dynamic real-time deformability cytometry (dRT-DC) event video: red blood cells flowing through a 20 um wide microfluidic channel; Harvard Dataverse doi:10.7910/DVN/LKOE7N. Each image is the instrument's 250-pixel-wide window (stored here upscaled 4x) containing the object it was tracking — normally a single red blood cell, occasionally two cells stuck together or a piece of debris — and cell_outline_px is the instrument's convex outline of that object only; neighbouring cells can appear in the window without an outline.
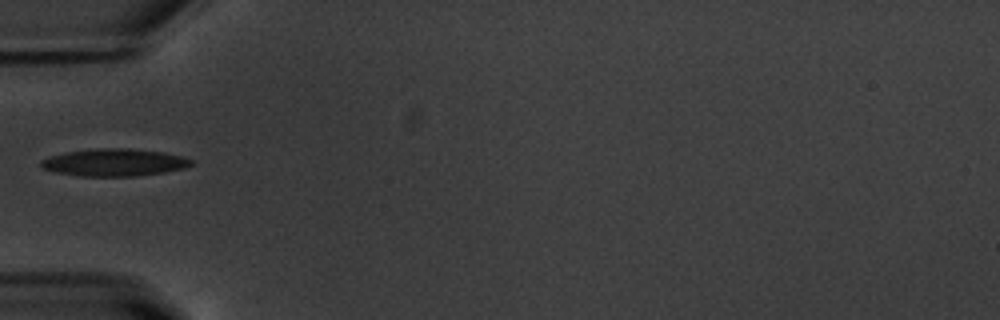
{"species": "common noctule bat (a hibernating species)", "species_latin": "Nyctalus noctula", "temperature_condition": "warm", "stored_images_in_passage": 23, "camera_frame_rate_fps": 3000, "um_per_image_px": 0.085, "animal": {"sex": "male", "body_mass_g": 20.1, "forearm_length_mm": 53.5}, "frame": {"image": 1, "passage_image": 1, "time_ms": 0.0, "image_size_px": [1000, 320], "cell_outline_px": [[192, 164], [184, 168], [164, 172], [136, 176], [80, 176], [56, 172], [44, 168], [40, 164], [40, 160], [48, 156], [64, 152], [96, 148], [128, 148], [164, 152], [180, 156], [192, 160]], "centroid_in_image_um": [9.68, 13.8], "position_along_channel_um": 75.3, "area_um2": 23.93}}